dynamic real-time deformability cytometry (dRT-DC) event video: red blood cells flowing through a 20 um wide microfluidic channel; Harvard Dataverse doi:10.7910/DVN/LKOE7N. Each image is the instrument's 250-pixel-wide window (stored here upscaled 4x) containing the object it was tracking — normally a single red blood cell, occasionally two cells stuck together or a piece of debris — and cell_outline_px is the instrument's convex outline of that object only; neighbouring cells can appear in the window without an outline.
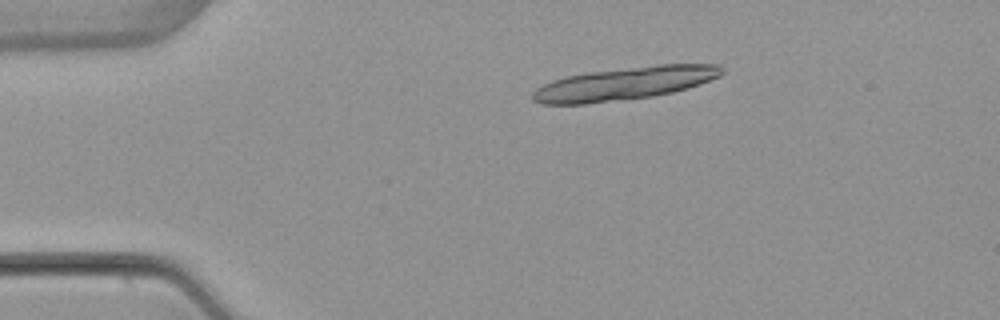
{"species": "common noctule bat (a hibernating species)", "species_latin": "Nyctalus noctula", "temperature_condition": "warm", "stored_images_in_passage": 6, "camera_frame_rate_fps": 3000, "um_per_image_px": 0.085, "animal": {"sex": "female", "body_mass_g": 22.7, "forearm_length_mm": 54.2}, "frame": {"image": 1, "passage_image": 3, "time_ms": 2.667, "image_size_px": [1000, 320], "cell_outline_px": [[724, 72], [720, 76], [700, 84], [688, 88], [672, 92], [652, 96], [620, 100], [584, 104], [540, 104], [532, 100], [532, 92], [536, 88], [552, 80], [568, 76], [588, 72], [660, 64], [720, 64], [724, 68]], "centroid_in_image_um": [53.1, 7.1], "position_along_channel_um": 31.9, "area_um2": 36.24}}
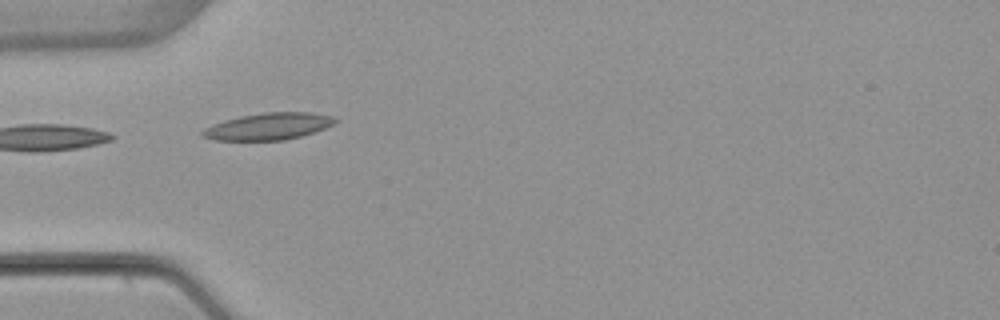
{"frame": {"image": 2, "passage_image": 5, "time_ms": 5.0, "image_size_px": [1000, 320], "cell_outline_px": [[336, 120], [332, 124], [324, 128], [300, 136], [284, 140], [216, 140], [200, 136], [200, 132], [204, 128], [212, 124], [224, 120], [240, 116], [264, 112], [312, 112], [336, 116]], "centroid_in_image_um": [22.78, 10.73], "position_along_channel_um": 62.2, "area_um2": 20.75}}
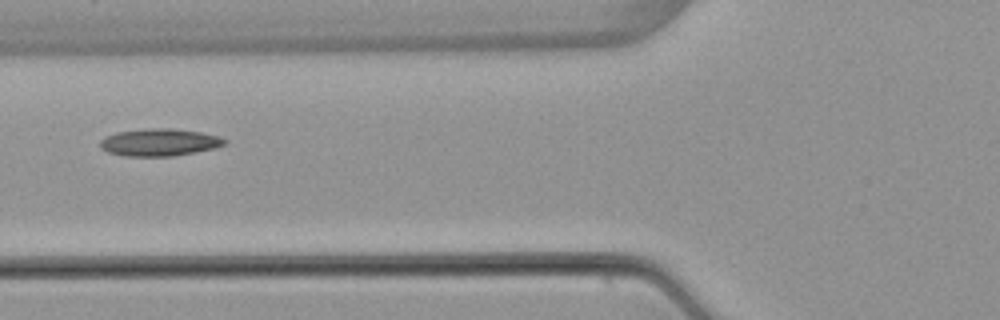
{"frame": {"image": 3, "passage_image": 6, "time_ms": 6.333, "image_size_px": [1000, 320], "cell_outline_px": [[228, 144], [212, 148], [172, 156], [124, 156], [108, 152], [100, 148], [100, 140], [104, 136], [116, 132], [148, 128], [172, 128], [200, 132], [220, 136], [228, 140]], "centroid_in_image_um": [13.53, 12.09], "position_along_channel_um": 112.3, "area_um2": 19.88}}